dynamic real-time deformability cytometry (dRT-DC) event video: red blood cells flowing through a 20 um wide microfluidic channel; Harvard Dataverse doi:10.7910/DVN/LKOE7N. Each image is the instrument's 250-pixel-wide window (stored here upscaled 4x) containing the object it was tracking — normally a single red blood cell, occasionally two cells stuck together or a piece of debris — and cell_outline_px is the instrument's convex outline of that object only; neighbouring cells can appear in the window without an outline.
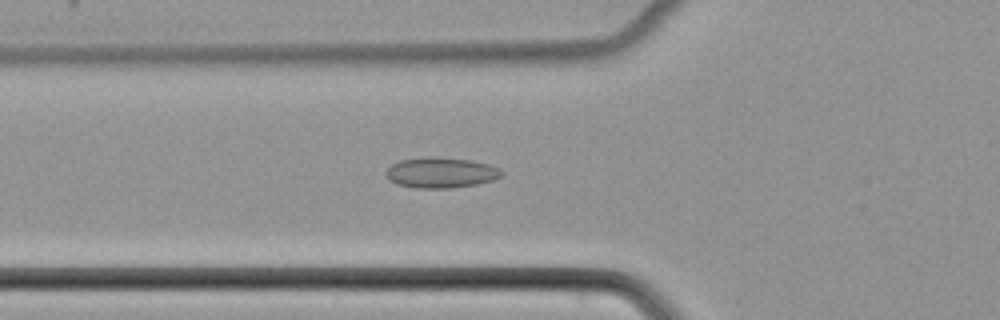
{"species": "common noctule bat (a hibernating species)", "species_latin": "Nyctalus noctula", "temperature_condition": "cold", "stored_images_in_passage": 47, "camera_frame_rate_fps": 3000, "um_per_image_px": 0.085, "animal": {"sex": "female", "body_mass_g": 22.7, "forearm_length_mm": 54.2}, "frame": {"image": 1, "passage_image": 19, "time_ms": 6.0, "image_size_px": [1000, 320], "cell_outline_px": [[504, 172], [496, 180], [476, 184], [452, 188], [416, 188], [396, 184], [384, 172], [392, 164], [400, 160], [428, 156], [436, 156], [472, 160], [488, 164]], "centroid_in_image_um": [37.48, 14.67], "position_along_channel_um": 88.3, "area_um2": 20.63}}
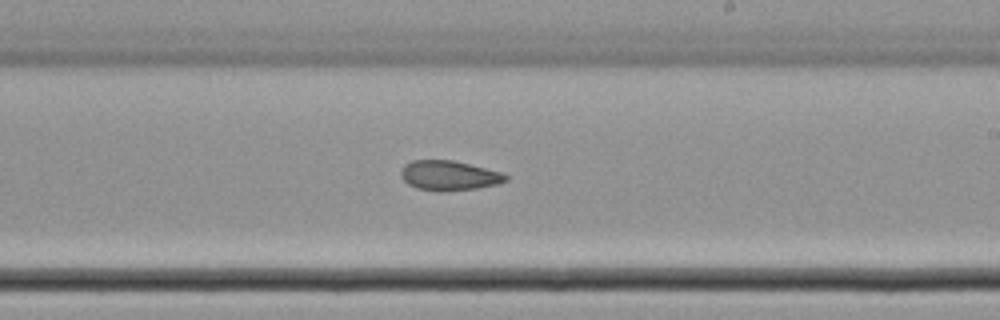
{"frame": {"image": 2, "passage_image": 31, "time_ms": 10.0, "image_size_px": [1000, 320], "cell_outline_px": [[508, 180], [500, 184], [476, 188], [444, 192], [440, 192], [416, 188], [408, 184], [400, 176], [400, 172], [404, 164], [412, 160], [452, 160], [500, 172], [508, 176]], "centroid_in_image_um": [38.14, 14.93], "position_along_channel_um": 250.9, "area_um2": 18.26}}
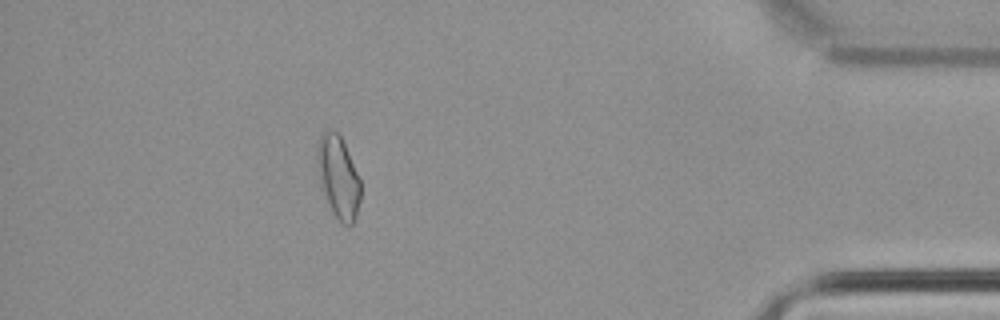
{"frame": {"image": 3, "passage_image": 46, "time_ms": 15.0, "image_size_px": [1000, 320], "cell_outline_px": [[360, 200], [356, 216], [352, 224], [348, 228], [340, 224], [332, 212], [320, 184], [316, 160], [316, 144], [320, 132], [328, 128], [332, 128], [340, 136], [344, 144], [360, 180]], "centroid_in_image_um": [28.72, 15.04], "position_along_channel_um": 406.5, "area_um2": 21.1}}